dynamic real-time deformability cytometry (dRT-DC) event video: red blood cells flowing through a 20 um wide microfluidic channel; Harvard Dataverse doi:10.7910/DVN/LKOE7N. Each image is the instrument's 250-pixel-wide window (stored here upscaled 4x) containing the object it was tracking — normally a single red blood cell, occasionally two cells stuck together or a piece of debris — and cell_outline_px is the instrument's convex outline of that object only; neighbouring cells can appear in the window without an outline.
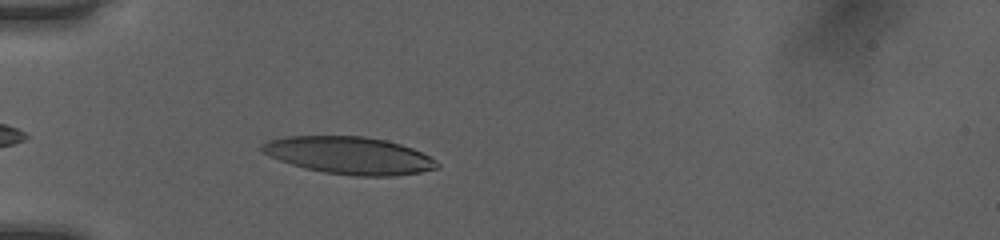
{"species": "human", "species_latin": "Homo sapiens", "temperature_condition": "room temperature", "stored_images_in_passage": 36, "camera_frame_rate_fps": 3000, "um_per_image_px": 0.085, "donor": {"sex": "female"}, "frame": {"image": 1, "passage_image": 4, "time_ms": 1.0, "image_size_px": [1000, 240], "cell_outline_px": [[440, 168], [420, 172], [392, 176], [356, 176], [324, 172], [304, 168], [268, 156], [260, 148], [260, 144], [268, 140], [288, 136], [364, 136], [384, 140], [400, 144], [412, 148], [436, 160], [440, 164]], "centroid_in_image_um": [29.68, 13.21], "position_along_channel_um": 55.3, "area_um2": 38.03}}
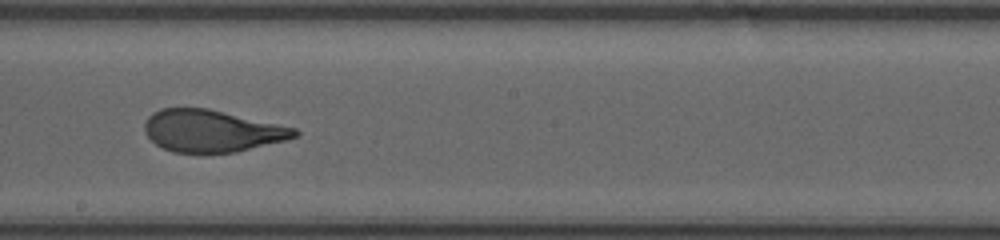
{"frame": {"image": 2, "passage_image": 18, "time_ms": 5.667, "image_size_px": [1000, 240], "cell_outline_px": [[300, 132], [296, 136], [284, 140], [236, 152], [172, 152], [156, 144], [148, 136], [144, 128], [144, 124], [148, 116], [152, 112], [160, 108], [208, 108], [296, 128]], "centroid_in_image_um": [17.98, 11.11], "position_along_channel_um": 230.2, "area_um2": 36.41}}
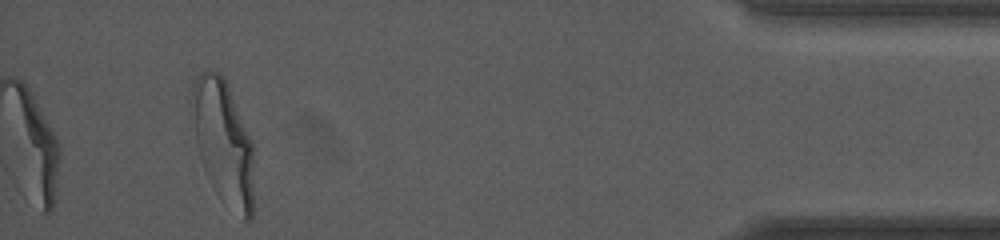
{"frame": {"image": 3, "passage_image": 36, "time_ms": 11.667, "image_size_px": [1000, 240], "cell_outline_px": [[252, 220], [244, 220], [200, 156], [196, 144], [188, 112], [192, 88], [200, 72], [212, 68], [220, 72], [224, 76], [228, 84], [252, 140]], "centroid_in_image_um": [18.94, 11.75], "position_along_channel_um": 416.3, "area_um2": 42.71}, "authors_computed_cell_mechanics": {"area_um2": 38.0902, "velocity_mm_per_s": 4.0479, "shape_relaxation_time_tau1_ms": 7.7478, "shape_relaxation_time_tau2_ms": 0.8528, "deformation_change_tau1": 0.2917, "deformation_change_tau2": 0.0887}}